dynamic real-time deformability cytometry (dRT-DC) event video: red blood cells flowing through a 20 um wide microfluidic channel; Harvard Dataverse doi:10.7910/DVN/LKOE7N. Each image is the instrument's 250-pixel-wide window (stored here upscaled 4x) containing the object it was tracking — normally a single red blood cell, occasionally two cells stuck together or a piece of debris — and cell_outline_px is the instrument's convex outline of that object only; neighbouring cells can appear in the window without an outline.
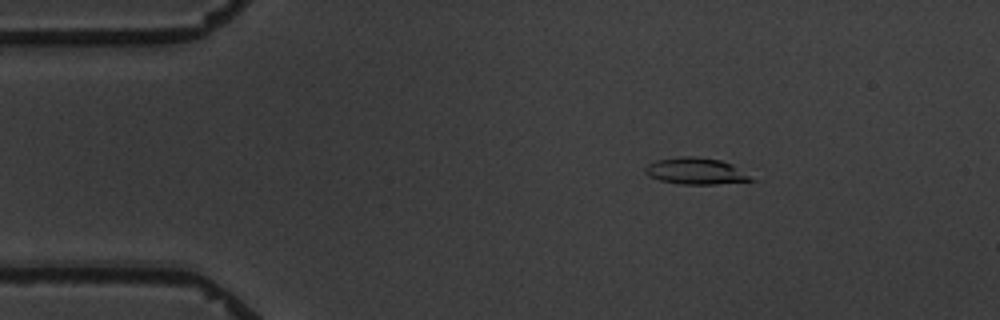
{"species": "common noctule bat (a hibernating species)", "species_latin": "Nyctalus noctula", "temperature_condition": "warm", "stored_images_in_passage": 5, "camera_frame_rate_fps": 3000, "um_per_image_px": 0.085, "animal": {"sex": "male", "body_mass_g": 19.5, "forearm_length_mm": 54.6}, "frame": {"image": 1, "passage_image": 3, "time_ms": 2.333, "image_size_px": [1000, 320], "cell_outline_px": [[756, 180], [716, 184], [680, 184], [660, 180], [644, 172], [644, 168], [648, 164], [656, 160], [680, 156], [696, 156], [720, 160], [732, 164]], "centroid_in_image_um": [59.13, 14.53], "position_along_channel_um": 25.9, "area_um2": 16.24}}
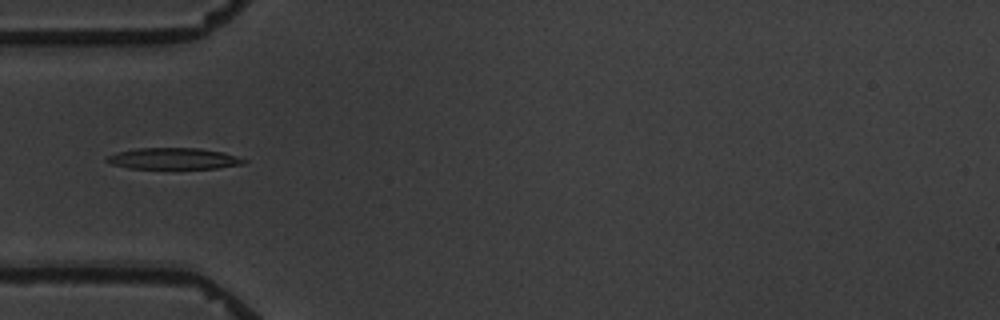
{"frame": {"image": 2, "passage_image": 5, "time_ms": 5.333, "image_size_px": [1000, 320], "cell_outline_px": [[248, 160], [244, 164], [216, 168], [128, 168], [112, 164], [104, 160], [104, 156], [116, 152], [136, 148], [200, 148], [224, 152]], "centroid_in_image_um": [14.72, 13.47], "position_along_channel_um": 70.3, "area_um2": 17.11}}